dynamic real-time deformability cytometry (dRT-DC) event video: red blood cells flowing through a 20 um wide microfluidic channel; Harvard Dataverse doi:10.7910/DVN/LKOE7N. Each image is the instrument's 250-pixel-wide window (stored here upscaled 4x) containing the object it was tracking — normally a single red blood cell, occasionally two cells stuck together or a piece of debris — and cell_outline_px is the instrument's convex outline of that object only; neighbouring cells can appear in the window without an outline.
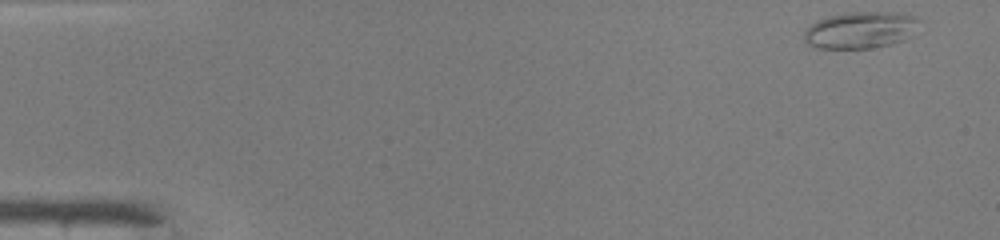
{"species": "common noctule bat (a hibernating species)", "species_latin": "Nyctalus noctula", "temperature_condition": "warm", "stored_images_in_passage": 46, "camera_frame_rate_fps": 3000, "um_per_image_px": 0.085, "animal": {"sex": "male", "body_mass_g": 19.0, "forearm_length_mm": 50.8}, "frame": {"image": 1, "passage_image": 1, "time_ms": 0.0, "image_size_px": [1000, 240], "cell_outline_px": [[920, 20], [912, 36], [904, 40], [892, 44], [868, 48], [816, 48], [808, 44], [804, 40], [804, 32], [816, 20], [828, 16], [848, 12], [900, 12], [912, 16]], "centroid_in_image_um": [73.15, 2.55], "position_along_channel_um": 11.8, "area_um2": 24.74}}
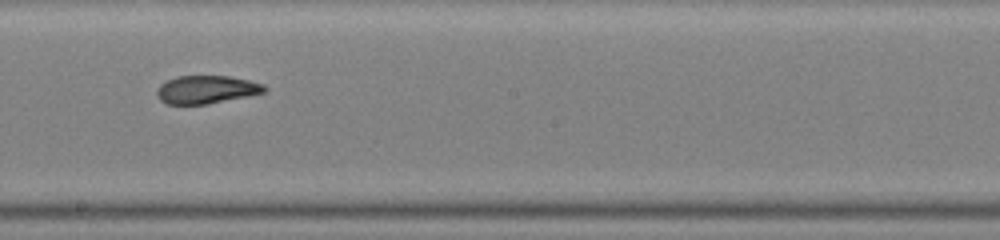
{"frame": {"image": 2, "passage_image": 26, "time_ms": 8.333, "image_size_px": [1000, 240], "cell_outline_px": [[268, 88], [264, 92], [248, 96], [208, 104], [168, 104], [160, 100], [156, 96], [156, 92], [160, 84], [176, 76], [228, 76], [248, 80], [264, 84]], "centroid_in_image_um": [17.54, 7.61], "position_along_channel_um": 230.7, "area_um2": 17.57}}
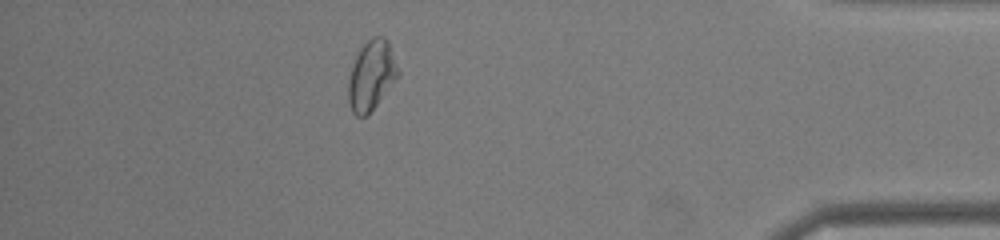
{"frame": {"image": 3, "passage_image": 41, "time_ms": 13.333, "image_size_px": [1000, 240], "cell_outline_px": [[400, 76], [368, 116], [356, 116], [352, 112], [348, 104], [348, 80], [352, 64], [360, 48], [372, 36], [384, 36], [388, 40], [400, 72]], "centroid_in_image_um": [31.58, 6.43], "position_along_channel_um": 403.6, "area_um2": 20.63}, "authors_computed_cell_mechanics": {"area_um2": 19.6231, "velocity_mm_per_s": 4.2441, "shape_relaxation_time_tau1_ms": null, "shape_relaxation_time_tau2_ms": 2.0267, "deformation_change_tau1": null, "deformation_change_tau2": 0.0872}}